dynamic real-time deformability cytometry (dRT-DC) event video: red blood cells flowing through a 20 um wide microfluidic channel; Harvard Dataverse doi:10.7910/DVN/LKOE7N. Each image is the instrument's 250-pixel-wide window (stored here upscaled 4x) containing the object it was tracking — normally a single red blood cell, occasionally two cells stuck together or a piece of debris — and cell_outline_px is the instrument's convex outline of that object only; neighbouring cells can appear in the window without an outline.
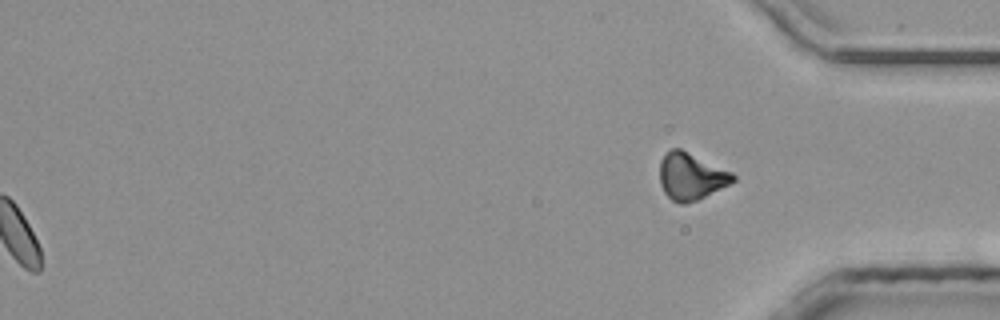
{"species": "common noctule bat (a hibernating species)", "species_latin": "Nyctalus noctula", "temperature_condition": "room temperature", "stored_images_in_passage": 43, "segment_of_instrument_passage": [2, 2], "camera_frame_rate_fps": 3000, "um_per_image_px": 0.085, "animal": {"sex": "male", "body_mass_g": 20.4}, "frame": {"image": 1, "passage_image": 43, "time_ms": 14.0, "image_size_px": [1000, 320], "cell_outline_px": [[736, 180], [696, 200], [684, 204], [680, 204], [672, 200], [664, 192], [660, 184], [660, 160], [672, 148], [680, 148], [732, 172], [736, 176]], "centroid_in_image_um": [58.72, 14.99], "position_along_channel_um": 376.5, "area_um2": 19.71}}